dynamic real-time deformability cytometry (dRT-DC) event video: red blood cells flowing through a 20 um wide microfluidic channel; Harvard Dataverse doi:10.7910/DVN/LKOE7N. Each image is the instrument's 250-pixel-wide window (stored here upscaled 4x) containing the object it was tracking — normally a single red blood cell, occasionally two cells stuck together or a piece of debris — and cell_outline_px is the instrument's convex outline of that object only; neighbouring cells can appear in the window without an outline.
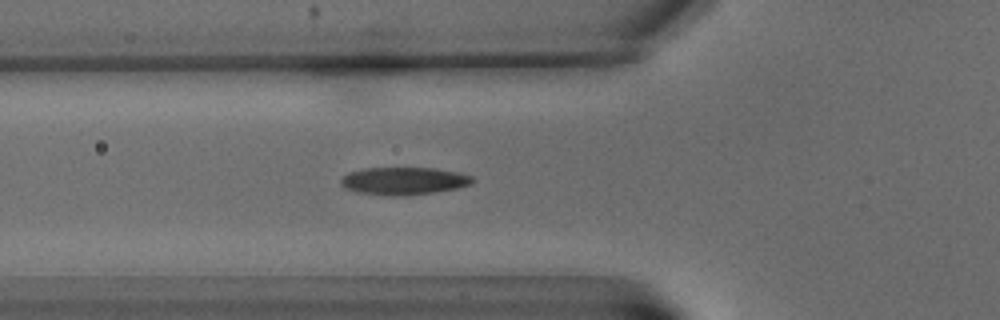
{"species": "common noctule bat (a hibernating species)", "species_latin": "Nyctalus noctula", "temperature_condition": "warm", "stored_images_in_passage": 5, "camera_frame_rate_fps": 3000, "um_per_image_px": 0.085, "animal": {"sex": "male", "body_mass_g": 15.6}, "frame": {"image": 1, "passage_image": 5, "time_ms": 6.333, "image_size_px": [1000, 320], "cell_outline_px": [[476, 180], [472, 184], [456, 188], [436, 192], [404, 196], [392, 196], [356, 192], [344, 188], [340, 184], [340, 180], [348, 172], [364, 168], [436, 168], [460, 172], [472, 176]], "centroid_in_image_um": [34.34, 15.38], "position_along_channel_um": 91.5, "area_um2": 21.44}}